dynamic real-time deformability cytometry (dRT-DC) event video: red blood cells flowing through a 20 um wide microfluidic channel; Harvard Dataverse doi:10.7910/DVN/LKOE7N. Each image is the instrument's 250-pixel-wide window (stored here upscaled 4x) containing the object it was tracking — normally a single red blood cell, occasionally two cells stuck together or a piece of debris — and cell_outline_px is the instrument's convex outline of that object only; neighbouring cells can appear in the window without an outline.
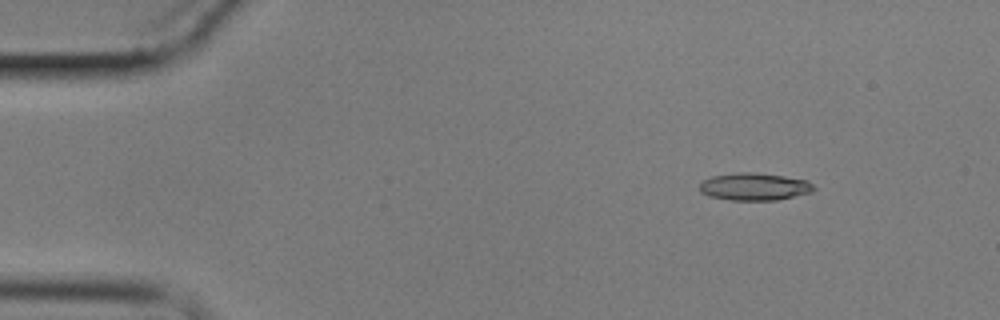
{"species": "common noctule bat (a hibernating species)", "species_latin": "Nyctalus noctula", "temperature_condition": "cold", "stored_images_in_passage": 4, "camera_frame_rate_fps": 3000, "um_per_image_px": 0.085, "animal": {"sex": "male", "body_mass_g": 17.9}, "frame": {"image": 1, "passage_image": 1, "time_ms": 0.0, "image_size_px": [1000, 320], "cell_outline_px": [[816, 188], [812, 192], [776, 200], [732, 200], [708, 196], [700, 192], [700, 184], [704, 180], [712, 176], [736, 172], [756, 172], [784, 176], [808, 180]], "centroid_in_image_um": [64.13, 15.86], "position_along_channel_um": 20.9, "area_um2": 18.32}}
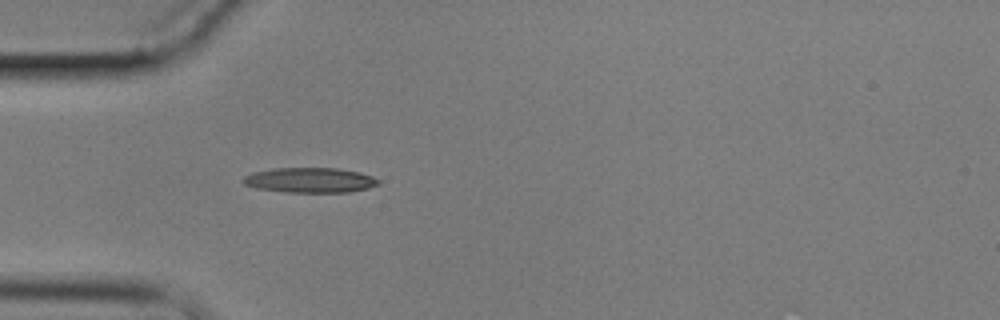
{"frame": {"image": 2, "passage_image": 4, "time_ms": 3.333, "image_size_px": [1000, 320], "cell_outline_px": [[380, 184], [368, 188], [348, 192], [284, 192], [256, 188], [244, 184], [240, 180], [244, 176], [252, 172], [272, 168], [336, 168], [360, 172], [372, 176], [380, 180]], "centroid_in_image_um": [26.33, 15.31], "position_along_channel_um": 58.7, "area_um2": 19.88}}